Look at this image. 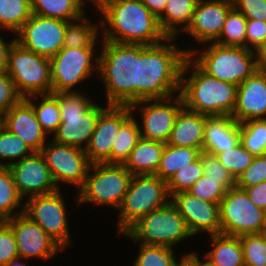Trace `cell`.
<instances>
[{"label": "cell", "instance_id": "8fae6325", "mask_svg": "<svg viewBox=\"0 0 266 266\" xmlns=\"http://www.w3.org/2000/svg\"><path fill=\"white\" fill-rule=\"evenodd\" d=\"M221 233L242 236L261 233L266 211L256 207L246 192L229 189L219 204Z\"/></svg>", "mask_w": 266, "mask_h": 266}, {"label": "cell", "instance_id": "7a4b0ae2", "mask_svg": "<svg viewBox=\"0 0 266 266\" xmlns=\"http://www.w3.org/2000/svg\"><path fill=\"white\" fill-rule=\"evenodd\" d=\"M99 12L102 40L150 46L167 39L158 18L140 0H109Z\"/></svg>", "mask_w": 266, "mask_h": 266}, {"label": "cell", "instance_id": "83f0119b", "mask_svg": "<svg viewBox=\"0 0 266 266\" xmlns=\"http://www.w3.org/2000/svg\"><path fill=\"white\" fill-rule=\"evenodd\" d=\"M212 249L205 257L219 266H245L243 249L240 236H232L223 233L210 235Z\"/></svg>", "mask_w": 266, "mask_h": 266}, {"label": "cell", "instance_id": "5b68a950", "mask_svg": "<svg viewBox=\"0 0 266 266\" xmlns=\"http://www.w3.org/2000/svg\"><path fill=\"white\" fill-rule=\"evenodd\" d=\"M81 93L82 91L53 93L58 98L61 124L53 133L52 140L84 149L95 130L100 113L106 107L96 105Z\"/></svg>", "mask_w": 266, "mask_h": 266}, {"label": "cell", "instance_id": "7bdbcfd3", "mask_svg": "<svg viewBox=\"0 0 266 266\" xmlns=\"http://www.w3.org/2000/svg\"><path fill=\"white\" fill-rule=\"evenodd\" d=\"M187 192L204 201L220 204L227 190L221 185V180L203 175Z\"/></svg>", "mask_w": 266, "mask_h": 266}, {"label": "cell", "instance_id": "bcb514c9", "mask_svg": "<svg viewBox=\"0 0 266 266\" xmlns=\"http://www.w3.org/2000/svg\"><path fill=\"white\" fill-rule=\"evenodd\" d=\"M22 99L11 77L6 72L0 73V111L4 113L9 111Z\"/></svg>", "mask_w": 266, "mask_h": 266}, {"label": "cell", "instance_id": "44dd1931", "mask_svg": "<svg viewBox=\"0 0 266 266\" xmlns=\"http://www.w3.org/2000/svg\"><path fill=\"white\" fill-rule=\"evenodd\" d=\"M233 7V0H198L191 24L185 33L201 44L214 43Z\"/></svg>", "mask_w": 266, "mask_h": 266}, {"label": "cell", "instance_id": "52a82bcc", "mask_svg": "<svg viewBox=\"0 0 266 266\" xmlns=\"http://www.w3.org/2000/svg\"><path fill=\"white\" fill-rule=\"evenodd\" d=\"M134 242L173 248L193 236L177 208L169 201L165 206L139 218L124 233Z\"/></svg>", "mask_w": 266, "mask_h": 266}, {"label": "cell", "instance_id": "ffe728a7", "mask_svg": "<svg viewBox=\"0 0 266 266\" xmlns=\"http://www.w3.org/2000/svg\"><path fill=\"white\" fill-rule=\"evenodd\" d=\"M170 201L193 236L201 232L209 235L221 233L219 204L199 199L187 191L172 195Z\"/></svg>", "mask_w": 266, "mask_h": 266}, {"label": "cell", "instance_id": "680465c9", "mask_svg": "<svg viewBox=\"0 0 266 266\" xmlns=\"http://www.w3.org/2000/svg\"><path fill=\"white\" fill-rule=\"evenodd\" d=\"M22 257H17L12 260H10L7 264L1 265V266H26L22 261Z\"/></svg>", "mask_w": 266, "mask_h": 266}, {"label": "cell", "instance_id": "30bf717a", "mask_svg": "<svg viewBox=\"0 0 266 266\" xmlns=\"http://www.w3.org/2000/svg\"><path fill=\"white\" fill-rule=\"evenodd\" d=\"M6 73L23 98L51 93L50 58L37 55L16 41L9 53Z\"/></svg>", "mask_w": 266, "mask_h": 266}, {"label": "cell", "instance_id": "816d5d0a", "mask_svg": "<svg viewBox=\"0 0 266 266\" xmlns=\"http://www.w3.org/2000/svg\"><path fill=\"white\" fill-rule=\"evenodd\" d=\"M0 35V73L7 72L9 53L16 39L10 40L9 44Z\"/></svg>", "mask_w": 266, "mask_h": 266}, {"label": "cell", "instance_id": "c3c4849f", "mask_svg": "<svg viewBox=\"0 0 266 266\" xmlns=\"http://www.w3.org/2000/svg\"><path fill=\"white\" fill-rule=\"evenodd\" d=\"M265 40L266 22L255 19H247L246 48L257 52L258 49L264 44Z\"/></svg>", "mask_w": 266, "mask_h": 266}, {"label": "cell", "instance_id": "603a6c76", "mask_svg": "<svg viewBox=\"0 0 266 266\" xmlns=\"http://www.w3.org/2000/svg\"><path fill=\"white\" fill-rule=\"evenodd\" d=\"M5 128L19 136L34 152L46 145L47 133L37 121L33 107L23 98L5 112Z\"/></svg>", "mask_w": 266, "mask_h": 266}, {"label": "cell", "instance_id": "cb8c5ba5", "mask_svg": "<svg viewBox=\"0 0 266 266\" xmlns=\"http://www.w3.org/2000/svg\"><path fill=\"white\" fill-rule=\"evenodd\" d=\"M240 142V123L231 116H208L204 126L202 151L216 155Z\"/></svg>", "mask_w": 266, "mask_h": 266}, {"label": "cell", "instance_id": "4fadbf2b", "mask_svg": "<svg viewBox=\"0 0 266 266\" xmlns=\"http://www.w3.org/2000/svg\"><path fill=\"white\" fill-rule=\"evenodd\" d=\"M26 199L24 214L38 224L64 251L71 240L67 209L61 190Z\"/></svg>", "mask_w": 266, "mask_h": 266}, {"label": "cell", "instance_id": "db71d44e", "mask_svg": "<svg viewBox=\"0 0 266 266\" xmlns=\"http://www.w3.org/2000/svg\"><path fill=\"white\" fill-rule=\"evenodd\" d=\"M256 54H257L258 68L266 71V40L264 44L258 49Z\"/></svg>", "mask_w": 266, "mask_h": 266}, {"label": "cell", "instance_id": "f6af8a7d", "mask_svg": "<svg viewBox=\"0 0 266 266\" xmlns=\"http://www.w3.org/2000/svg\"><path fill=\"white\" fill-rule=\"evenodd\" d=\"M266 181V154L255 156L251 165L236 180L237 188H248Z\"/></svg>", "mask_w": 266, "mask_h": 266}, {"label": "cell", "instance_id": "836d02e7", "mask_svg": "<svg viewBox=\"0 0 266 266\" xmlns=\"http://www.w3.org/2000/svg\"><path fill=\"white\" fill-rule=\"evenodd\" d=\"M31 15V0H0V30L16 34Z\"/></svg>", "mask_w": 266, "mask_h": 266}, {"label": "cell", "instance_id": "4316f807", "mask_svg": "<svg viewBox=\"0 0 266 266\" xmlns=\"http://www.w3.org/2000/svg\"><path fill=\"white\" fill-rule=\"evenodd\" d=\"M197 2L198 0H167L164 12L158 17L160 28L167 38H175L181 31L187 30ZM179 26L181 30L178 29Z\"/></svg>", "mask_w": 266, "mask_h": 266}, {"label": "cell", "instance_id": "91938a15", "mask_svg": "<svg viewBox=\"0 0 266 266\" xmlns=\"http://www.w3.org/2000/svg\"><path fill=\"white\" fill-rule=\"evenodd\" d=\"M5 128V113L0 111V133Z\"/></svg>", "mask_w": 266, "mask_h": 266}, {"label": "cell", "instance_id": "f5cc1de1", "mask_svg": "<svg viewBox=\"0 0 266 266\" xmlns=\"http://www.w3.org/2000/svg\"><path fill=\"white\" fill-rule=\"evenodd\" d=\"M157 18L164 12L167 0H140Z\"/></svg>", "mask_w": 266, "mask_h": 266}, {"label": "cell", "instance_id": "7dc6e473", "mask_svg": "<svg viewBox=\"0 0 266 266\" xmlns=\"http://www.w3.org/2000/svg\"><path fill=\"white\" fill-rule=\"evenodd\" d=\"M19 257L18 247L12 229L5 223L0 228V266Z\"/></svg>", "mask_w": 266, "mask_h": 266}, {"label": "cell", "instance_id": "7402d4cb", "mask_svg": "<svg viewBox=\"0 0 266 266\" xmlns=\"http://www.w3.org/2000/svg\"><path fill=\"white\" fill-rule=\"evenodd\" d=\"M266 71L257 69L238 85L232 118L238 123L266 119Z\"/></svg>", "mask_w": 266, "mask_h": 266}, {"label": "cell", "instance_id": "7c38bea8", "mask_svg": "<svg viewBox=\"0 0 266 266\" xmlns=\"http://www.w3.org/2000/svg\"><path fill=\"white\" fill-rule=\"evenodd\" d=\"M95 47H63L50 58L51 93L75 92L76 84L84 81L98 68V55L94 57ZM92 59L94 61H92ZM95 62V63H92ZM93 72V73H92Z\"/></svg>", "mask_w": 266, "mask_h": 266}, {"label": "cell", "instance_id": "f1b7e54d", "mask_svg": "<svg viewBox=\"0 0 266 266\" xmlns=\"http://www.w3.org/2000/svg\"><path fill=\"white\" fill-rule=\"evenodd\" d=\"M200 153L201 151L196 148L165 144L155 175L167 182L178 170L195 162Z\"/></svg>", "mask_w": 266, "mask_h": 266}, {"label": "cell", "instance_id": "f35d334b", "mask_svg": "<svg viewBox=\"0 0 266 266\" xmlns=\"http://www.w3.org/2000/svg\"><path fill=\"white\" fill-rule=\"evenodd\" d=\"M204 175L201 157L178 170L167 182L169 196L188 191Z\"/></svg>", "mask_w": 266, "mask_h": 266}, {"label": "cell", "instance_id": "4dcf8cb0", "mask_svg": "<svg viewBox=\"0 0 266 266\" xmlns=\"http://www.w3.org/2000/svg\"><path fill=\"white\" fill-rule=\"evenodd\" d=\"M131 115L120 127L112 143L111 164H125L131 151L141 138L138 122Z\"/></svg>", "mask_w": 266, "mask_h": 266}, {"label": "cell", "instance_id": "9c48e42d", "mask_svg": "<svg viewBox=\"0 0 266 266\" xmlns=\"http://www.w3.org/2000/svg\"><path fill=\"white\" fill-rule=\"evenodd\" d=\"M132 177L133 175L124 164H91L84 184L77 193L78 205L93 202L111 205L118 209L127 193Z\"/></svg>", "mask_w": 266, "mask_h": 266}, {"label": "cell", "instance_id": "d6986e66", "mask_svg": "<svg viewBox=\"0 0 266 266\" xmlns=\"http://www.w3.org/2000/svg\"><path fill=\"white\" fill-rule=\"evenodd\" d=\"M6 224L12 229L18 255L23 259L39 257V259H52L63 249L34 221L24 213L6 219Z\"/></svg>", "mask_w": 266, "mask_h": 266}, {"label": "cell", "instance_id": "ba28073f", "mask_svg": "<svg viewBox=\"0 0 266 266\" xmlns=\"http://www.w3.org/2000/svg\"><path fill=\"white\" fill-rule=\"evenodd\" d=\"M169 198L166 181L157 175H133L118 208V233L123 234L139 218L165 206L170 201Z\"/></svg>", "mask_w": 266, "mask_h": 266}, {"label": "cell", "instance_id": "3957f363", "mask_svg": "<svg viewBox=\"0 0 266 266\" xmlns=\"http://www.w3.org/2000/svg\"><path fill=\"white\" fill-rule=\"evenodd\" d=\"M98 74L106 87L107 105L137 102L139 44L102 40Z\"/></svg>", "mask_w": 266, "mask_h": 266}, {"label": "cell", "instance_id": "9a60e30c", "mask_svg": "<svg viewBox=\"0 0 266 266\" xmlns=\"http://www.w3.org/2000/svg\"><path fill=\"white\" fill-rule=\"evenodd\" d=\"M67 23L32 14L16 33V42L37 55L51 58L63 48Z\"/></svg>", "mask_w": 266, "mask_h": 266}, {"label": "cell", "instance_id": "6f0895ef", "mask_svg": "<svg viewBox=\"0 0 266 266\" xmlns=\"http://www.w3.org/2000/svg\"><path fill=\"white\" fill-rule=\"evenodd\" d=\"M79 1H80V3L83 6L86 5V3H87L84 0H79ZM108 1L109 0H91V2H93V4L95 5V7L97 8V10H100Z\"/></svg>", "mask_w": 266, "mask_h": 266}, {"label": "cell", "instance_id": "277c9868", "mask_svg": "<svg viewBox=\"0 0 266 266\" xmlns=\"http://www.w3.org/2000/svg\"><path fill=\"white\" fill-rule=\"evenodd\" d=\"M188 70L190 76L187 78ZM237 88L236 84L208 75L190 56L186 57L181 71L179 94L188 110L208 116H232Z\"/></svg>", "mask_w": 266, "mask_h": 266}, {"label": "cell", "instance_id": "d4e9b609", "mask_svg": "<svg viewBox=\"0 0 266 266\" xmlns=\"http://www.w3.org/2000/svg\"><path fill=\"white\" fill-rule=\"evenodd\" d=\"M208 115L193 112L183 107L176 117L170 137L166 144L192 147L202 152L204 126Z\"/></svg>", "mask_w": 266, "mask_h": 266}, {"label": "cell", "instance_id": "8992f818", "mask_svg": "<svg viewBox=\"0 0 266 266\" xmlns=\"http://www.w3.org/2000/svg\"><path fill=\"white\" fill-rule=\"evenodd\" d=\"M185 52L208 75L237 86L259 69L256 52L246 47L209 43L203 52L195 48Z\"/></svg>", "mask_w": 266, "mask_h": 266}, {"label": "cell", "instance_id": "e0dca14e", "mask_svg": "<svg viewBox=\"0 0 266 266\" xmlns=\"http://www.w3.org/2000/svg\"><path fill=\"white\" fill-rule=\"evenodd\" d=\"M0 166H7L19 195L24 199L56 191L49 168L43 155L34 152L17 162H0Z\"/></svg>", "mask_w": 266, "mask_h": 266}, {"label": "cell", "instance_id": "f546056e", "mask_svg": "<svg viewBox=\"0 0 266 266\" xmlns=\"http://www.w3.org/2000/svg\"><path fill=\"white\" fill-rule=\"evenodd\" d=\"M79 0H31L32 14L64 21L79 19L86 12Z\"/></svg>", "mask_w": 266, "mask_h": 266}, {"label": "cell", "instance_id": "94428289", "mask_svg": "<svg viewBox=\"0 0 266 266\" xmlns=\"http://www.w3.org/2000/svg\"><path fill=\"white\" fill-rule=\"evenodd\" d=\"M6 223V219L0 215V228Z\"/></svg>", "mask_w": 266, "mask_h": 266}, {"label": "cell", "instance_id": "ee69618b", "mask_svg": "<svg viewBox=\"0 0 266 266\" xmlns=\"http://www.w3.org/2000/svg\"><path fill=\"white\" fill-rule=\"evenodd\" d=\"M204 175L213 180H221V185L228 191L236 186V180L221 164L219 159L212 154L200 153Z\"/></svg>", "mask_w": 266, "mask_h": 266}, {"label": "cell", "instance_id": "d6a6232c", "mask_svg": "<svg viewBox=\"0 0 266 266\" xmlns=\"http://www.w3.org/2000/svg\"><path fill=\"white\" fill-rule=\"evenodd\" d=\"M42 102L34 104L32 98H37L39 95H31L24 98L35 112L37 121L42 129L47 133H54L61 124L60 106L58 98L53 93L40 94Z\"/></svg>", "mask_w": 266, "mask_h": 266}, {"label": "cell", "instance_id": "b9f144b4", "mask_svg": "<svg viewBox=\"0 0 266 266\" xmlns=\"http://www.w3.org/2000/svg\"><path fill=\"white\" fill-rule=\"evenodd\" d=\"M34 151L19 136L9 132L6 128L0 133V160L15 159L13 162L30 156Z\"/></svg>", "mask_w": 266, "mask_h": 266}, {"label": "cell", "instance_id": "74e56055", "mask_svg": "<svg viewBox=\"0 0 266 266\" xmlns=\"http://www.w3.org/2000/svg\"><path fill=\"white\" fill-rule=\"evenodd\" d=\"M235 180L251 165L255 155L251 154L240 142L229 150L215 155Z\"/></svg>", "mask_w": 266, "mask_h": 266}, {"label": "cell", "instance_id": "5bb4252c", "mask_svg": "<svg viewBox=\"0 0 266 266\" xmlns=\"http://www.w3.org/2000/svg\"><path fill=\"white\" fill-rule=\"evenodd\" d=\"M47 145L41 149L40 153L46 161L57 188H60L58 184L61 182L75 185L80 189L92 164L84 149L56 143L53 140Z\"/></svg>", "mask_w": 266, "mask_h": 266}, {"label": "cell", "instance_id": "681fc988", "mask_svg": "<svg viewBox=\"0 0 266 266\" xmlns=\"http://www.w3.org/2000/svg\"><path fill=\"white\" fill-rule=\"evenodd\" d=\"M233 6L247 19L266 22V0H233Z\"/></svg>", "mask_w": 266, "mask_h": 266}, {"label": "cell", "instance_id": "ac0fdd59", "mask_svg": "<svg viewBox=\"0 0 266 266\" xmlns=\"http://www.w3.org/2000/svg\"><path fill=\"white\" fill-rule=\"evenodd\" d=\"M128 105H107L100 113L95 130L84 148L89 161L111 164L112 143L121 125L132 115Z\"/></svg>", "mask_w": 266, "mask_h": 266}, {"label": "cell", "instance_id": "60d3db41", "mask_svg": "<svg viewBox=\"0 0 266 266\" xmlns=\"http://www.w3.org/2000/svg\"><path fill=\"white\" fill-rule=\"evenodd\" d=\"M245 266H266V235L246 234L240 236Z\"/></svg>", "mask_w": 266, "mask_h": 266}, {"label": "cell", "instance_id": "ab89813d", "mask_svg": "<svg viewBox=\"0 0 266 266\" xmlns=\"http://www.w3.org/2000/svg\"><path fill=\"white\" fill-rule=\"evenodd\" d=\"M133 266H176L174 249L166 246L140 244Z\"/></svg>", "mask_w": 266, "mask_h": 266}, {"label": "cell", "instance_id": "d590c367", "mask_svg": "<svg viewBox=\"0 0 266 266\" xmlns=\"http://www.w3.org/2000/svg\"><path fill=\"white\" fill-rule=\"evenodd\" d=\"M21 200L22 197L16 189L9 168L7 166H0V215L5 219H9L17 214L24 213V209H21L22 211L14 214L16 208H24Z\"/></svg>", "mask_w": 266, "mask_h": 266}, {"label": "cell", "instance_id": "6125c7cd", "mask_svg": "<svg viewBox=\"0 0 266 266\" xmlns=\"http://www.w3.org/2000/svg\"><path fill=\"white\" fill-rule=\"evenodd\" d=\"M261 233L266 235V214H265L264 225H263V229H262Z\"/></svg>", "mask_w": 266, "mask_h": 266}, {"label": "cell", "instance_id": "11a10c76", "mask_svg": "<svg viewBox=\"0 0 266 266\" xmlns=\"http://www.w3.org/2000/svg\"><path fill=\"white\" fill-rule=\"evenodd\" d=\"M185 255H187L197 266H219L214 264L213 262H211L209 259H207L206 257L204 258L206 261L203 262V260H201V258L198 257V253H186Z\"/></svg>", "mask_w": 266, "mask_h": 266}, {"label": "cell", "instance_id": "484cf974", "mask_svg": "<svg viewBox=\"0 0 266 266\" xmlns=\"http://www.w3.org/2000/svg\"><path fill=\"white\" fill-rule=\"evenodd\" d=\"M165 144L140 138L124 166L132 175L156 174Z\"/></svg>", "mask_w": 266, "mask_h": 266}, {"label": "cell", "instance_id": "9f6ffc18", "mask_svg": "<svg viewBox=\"0 0 266 266\" xmlns=\"http://www.w3.org/2000/svg\"><path fill=\"white\" fill-rule=\"evenodd\" d=\"M176 266H197L187 255H183Z\"/></svg>", "mask_w": 266, "mask_h": 266}, {"label": "cell", "instance_id": "6da1fadb", "mask_svg": "<svg viewBox=\"0 0 266 266\" xmlns=\"http://www.w3.org/2000/svg\"><path fill=\"white\" fill-rule=\"evenodd\" d=\"M174 40L167 38L150 46L139 44L137 102L166 99L179 93L181 71L188 54L173 44Z\"/></svg>", "mask_w": 266, "mask_h": 266}, {"label": "cell", "instance_id": "8d00e7d4", "mask_svg": "<svg viewBox=\"0 0 266 266\" xmlns=\"http://www.w3.org/2000/svg\"><path fill=\"white\" fill-rule=\"evenodd\" d=\"M240 143L253 155L266 154V119L240 123Z\"/></svg>", "mask_w": 266, "mask_h": 266}, {"label": "cell", "instance_id": "1f68e13d", "mask_svg": "<svg viewBox=\"0 0 266 266\" xmlns=\"http://www.w3.org/2000/svg\"><path fill=\"white\" fill-rule=\"evenodd\" d=\"M85 16L86 15L84 14L79 19L74 21H69L67 23L64 35L63 47L78 48V47H95V45H97L98 42L97 36L101 28V21L99 20V25L91 24L92 22H90L88 20L89 18Z\"/></svg>", "mask_w": 266, "mask_h": 266}, {"label": "cell", "instance_id": "f907efd6", "mask_svg": "<svg viewBox=\"0 0 266 266\" xmlns=\"http://www.w3.org/2000/svg\"><path fill=\"white\" fill-rule=\"evenodd\" d=\"M246 192L251 202L266 211V181L248 188H239Z\"/></svg>", "mask_w": 266, "mask_h": 266}, {"label": "cell", "instance_id": "e575fe53", "mask_svg": "<svg viewBox=\"0 0 266 266\" xmlns=\"http://www.w3.org/2000/svg\"><path fill=\"white\" fill-rule=\"evenodd\" d=\"M247 18L233 7L224 22L219 38L214 42L224 46L246 47Z\"/></svg>", "mask_w": 266, "mask_h": 266}, {"label": "cell", "instance_id": "2e32d148", "mask_svg": "<svg viewBox=\"0 0 266 266\" xmlns=\"http://www.w3.org/2000/svg\"><path fill=\"white\" fill-rule=\"evenodd\" d=\"M175 97L144 99L130 105L132 112L140 106L143 124L142 128L140 126L141 138L167 143L176 117L184 107L181 95L178 93Z\"/></svg>", "mask_w": 266, "mask_h": 266}]
</instances>
